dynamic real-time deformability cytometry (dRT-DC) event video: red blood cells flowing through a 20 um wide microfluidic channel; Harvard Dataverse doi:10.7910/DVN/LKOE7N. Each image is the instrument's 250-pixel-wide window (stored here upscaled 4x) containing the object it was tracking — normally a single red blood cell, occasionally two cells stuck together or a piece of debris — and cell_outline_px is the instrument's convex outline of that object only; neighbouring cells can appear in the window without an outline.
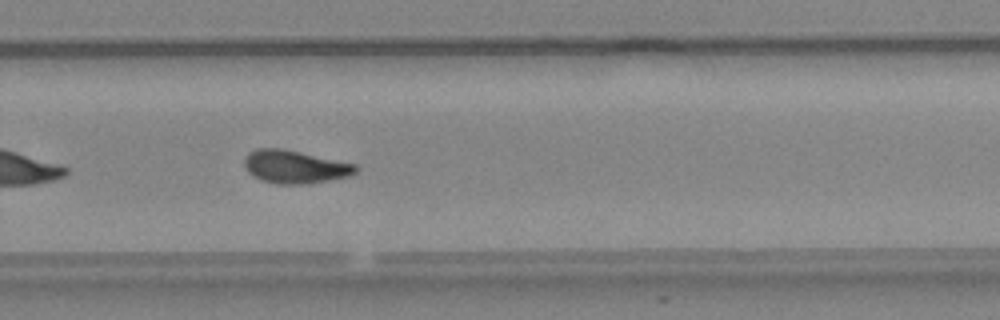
{"species": "common noctule bat (a hibernating species)", "species_latin": "Nyctalus noctula", "temperature_condition": "warm", "stored_images_in_passage": 35, "camera_frame_rate_fps": 3000, "um_per_image_px": 0.085, "animal": {"sex": "female", "body_mass_g": 24.6, "forearm_length_mm": 56.2}, "frame": {"image": 1, "passage_image": 20, "time_ms": 6.333, "image_size_px": [1000, 320], "cell_outline_px": [[360, 168], [356, 172], [348, 176], [308, 184], [276, 184], [260, 180], [252, 176], [248, 172], [244, 164], [244, 156], [248, 152], [256, 148], [284, 148], [356, 164]], "centroid_in_image_um": [25.04, 14.17], "position_along_channel_um": 304.8, "area_um2": 21.73}}
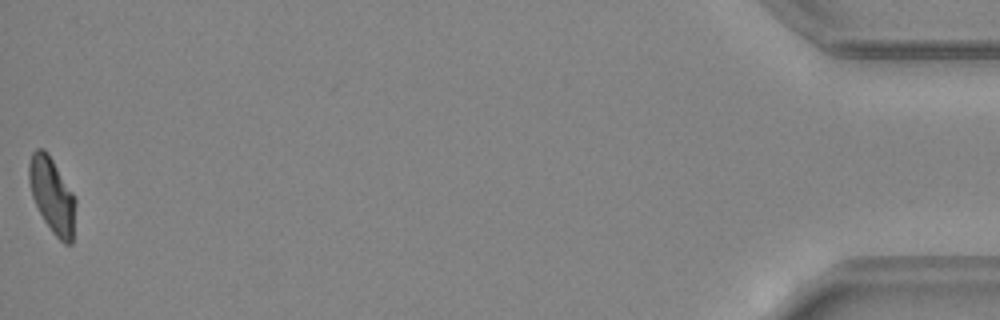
{"frame": {"image": 2, "passage_image": 35, "time_ms": 11.333, "image_size_px": [1000, 320], "cell_outline_px": [[76, 200], [72, 244], [64, 244], [52, 232], [44, 220], [32, 196], [28, 180], [28, 164], [32, 152], [36, 148], [44, 148], [48, 152], [72, 192]], "centroid_in_image_um": [4.42, 16.58], "position_along_channel_um": 430.8, "area_um2": 20.4}, "authors_computed_cell_mechanics": {"area_um2": 21.2704, "velocity_mm_per_s": 4.505, "shape_relaxation_time_tau1_ms": 7.7953, "shape_relaxation_time_tau2_ms": 3.3097, "deformation_change_tau1": 0.2397, "deformation_change_tau2": 0.1032}}